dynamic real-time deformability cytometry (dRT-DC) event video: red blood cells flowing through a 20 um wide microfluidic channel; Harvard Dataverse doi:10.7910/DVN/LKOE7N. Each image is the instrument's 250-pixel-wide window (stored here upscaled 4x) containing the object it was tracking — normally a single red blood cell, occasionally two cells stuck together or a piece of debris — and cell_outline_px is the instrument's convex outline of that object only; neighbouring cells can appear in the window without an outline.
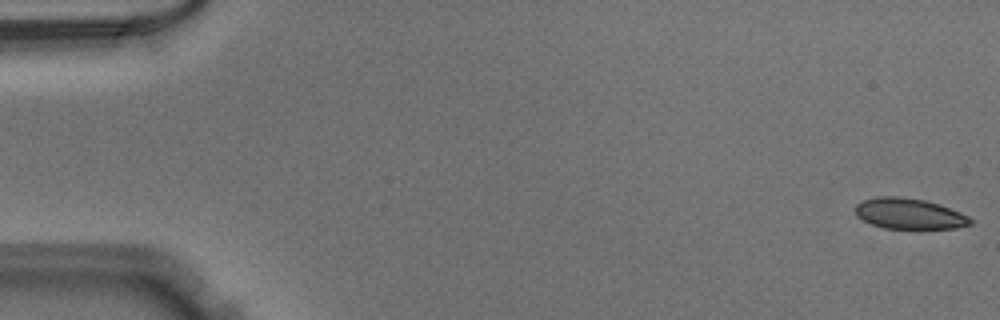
{"species": "Egyptian fruit bat (a non-hibernating species)", "species_latin": "Rousettus aegyptiacus", "temperature_condition": "warm", "stored_images_in_passage": 51, "camera_frame_rate_fps": 3000, "um_per_image_px": 0.085, "animal": {"sex": "male"}, "frame": {"image": 1, "passage_image": 1, "time_ms": 0.0, "image_size_px": [1000, 320], "cell_outline_px": [[972, 224], [956, 228], [920, 232], [884, 228], [872, 224], [856, 216], [856, 204], [864, 200], [880, 196], [900, 196], [924, 200], [940, 204], [960, 212], [968, 216], [972, 220]], "centroid_in_image_um": [77.34, 18.22], "position_along_channel_um": 7.7, "area_um2": 21.5}}
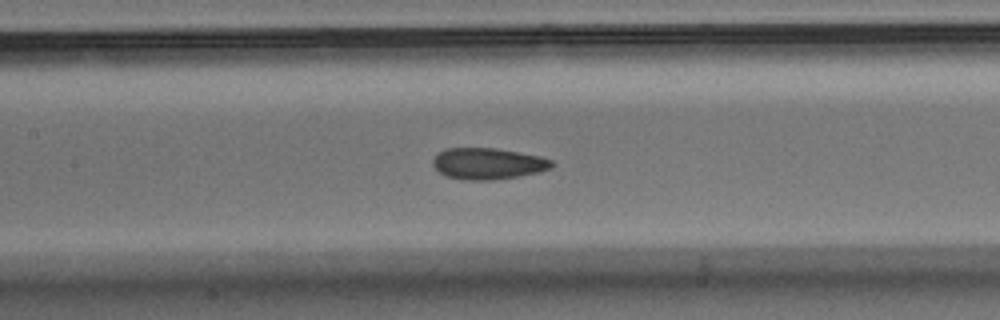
{"frame": {"image": 2, "passage_image": 24, "time_ms": 7.667, "image_size_px": [1000, 320], "cell_outline_px": [[556, 164], [552, 168], [540, 172], [520, 176], [492, 180], [464, 180], [448, 176], [440, 172], [432, 164], [432, 160], [444, 148], [496, 148], [540, 156], [552, 160]], "centroid_in_image_um": [41.52, 13.91], "position_along_channel_um": 165.9, "area_um2": 21.79}}
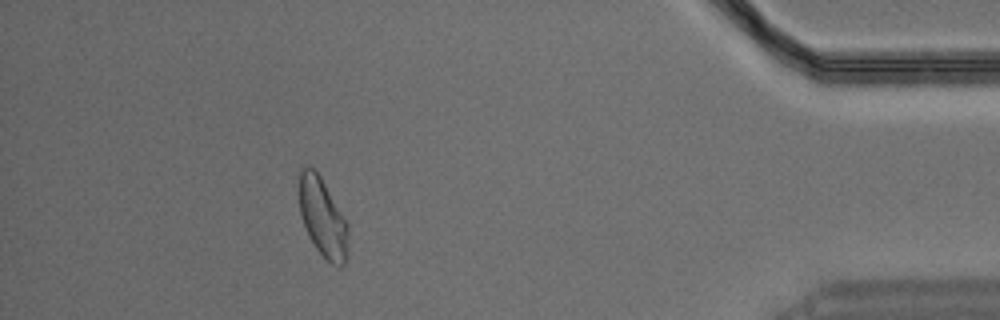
{"frame": {"image": 3, "passage_image": 46, "time_ms": 15.0, "image_size_px": [1000, 320], "cell_outline_px": [[348, 256], [344, 264], [340, 268], [332, 264], [316, 248], [308, 236], [300, 216], [300, 168], [308, 164], [316, 168], [348, 224]], "centroid_in_image_um": [27.44, 18.48], "position_along_channel_um": 407.8, "area_um2": 22.72}}